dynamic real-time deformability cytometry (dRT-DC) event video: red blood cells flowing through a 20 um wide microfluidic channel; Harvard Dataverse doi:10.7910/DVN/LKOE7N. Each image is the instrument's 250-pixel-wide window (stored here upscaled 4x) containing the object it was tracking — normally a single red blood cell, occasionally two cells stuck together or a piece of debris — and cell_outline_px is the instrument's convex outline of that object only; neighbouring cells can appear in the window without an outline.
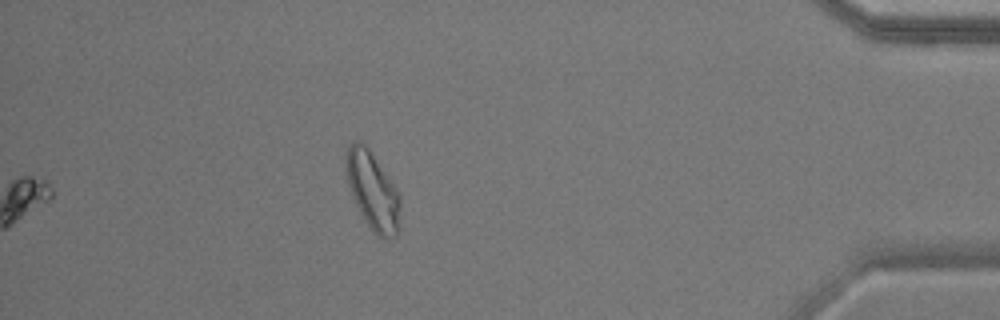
{"species": "common noctule bat (a hibernating species)", "species_latin": "Nyctalus noctula", "temperature_condition": "warm", "stored_images_in_passage": 46, "segment_of_instrument_passage": [2, 2], "camera_frame_rate_fps": 3000, "um_per_image_px": 0.085, "animal": {"sex": "male", "body_mass_g": 17.9}, "frame": {"image": 1, "passage_image": 46, "time_ms": 15.0, "image_size_px": [1000, 320], "cell_outline_px": [[400, 228], [396, 236], [384, 240], [372, 232], [364, 220], [356, 204], [348, 184], [344, 160], [344, 156], [348, 144], [356, 140], [360, 140], [368, 148], [388, 176], [396, 188], [400, 196]], "centroid_in_image_um": [31.67, 16.24], "position_along_channel_um": 403.5, "area_um2": 24.91}}